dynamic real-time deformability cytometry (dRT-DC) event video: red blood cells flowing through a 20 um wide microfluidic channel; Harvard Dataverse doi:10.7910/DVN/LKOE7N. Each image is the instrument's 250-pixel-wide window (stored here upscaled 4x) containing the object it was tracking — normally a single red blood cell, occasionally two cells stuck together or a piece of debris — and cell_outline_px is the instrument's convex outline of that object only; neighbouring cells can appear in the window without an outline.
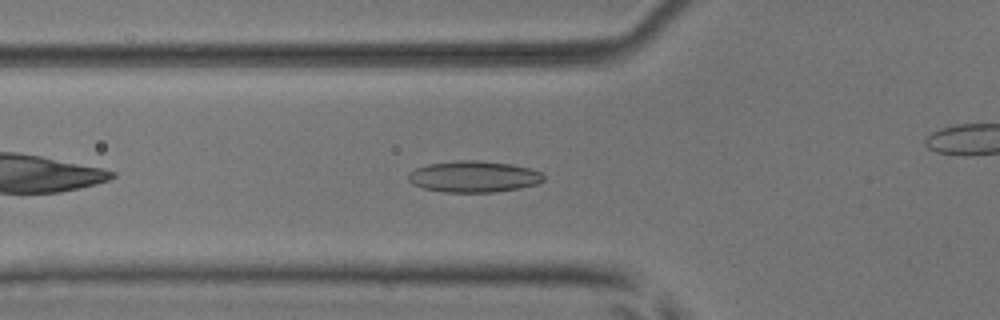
{"species": "common noctule bat (a hibernating species)", "species_latin": "Nyctalus noctula", "temperature_condition": "room temperature", "stored_images_in_passage": 32, "camera_frame_rate_fps": 3000, "um_per_image_px": 0.085, "animal": {"sex": "male", "body_mass_g": 17.9, "forearm_length_mm": 54.2}, "frame": {"image": 1, "passage_image": 6, "time_ms": 1.667, "image_size_px": [1000, 320], "cell_outline_px": [[544, 180], [536, 184], [520, 188], [492, 192], [444, 192], [424, 188], [412, 184], [408, 180], [408, 172], [416, 168], [428, 164], [460, 160], [480, 160], [512, 164], [528, 168], [540, 172], [544, 176]], "centroid_in_image_um": [40.24, 15.01], "position_along_channel_um": 85.6, "area_um2": 24.68}}
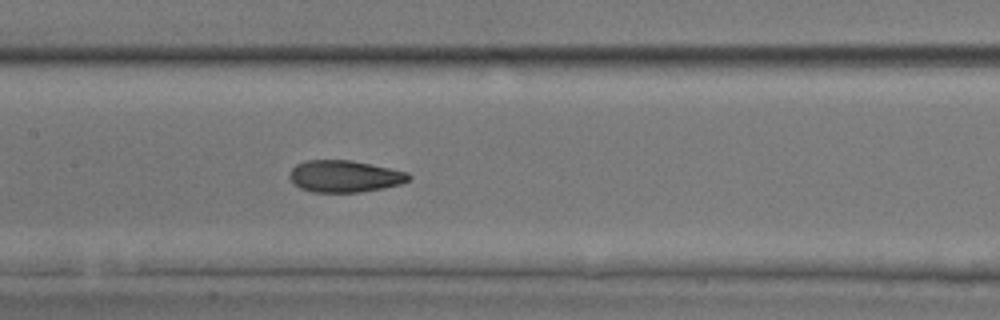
{"frame": {"image": 2, "passage_image": 13, "time_ms": 4.0, "image_size_px": [1000, 320], "cell_outline_px": [[412, 176], [408, 180], [400, 184], [384, 188], [360, 192], [312, 192], [300, 188], [288, 176], [292, 168], [296, 164], [308, 160], [352, 160], [408, 172]], "centroid_in_image_um": [29.3, 14.98], "position_along_channel_um": 178.1, "area_um2": 22.08}}
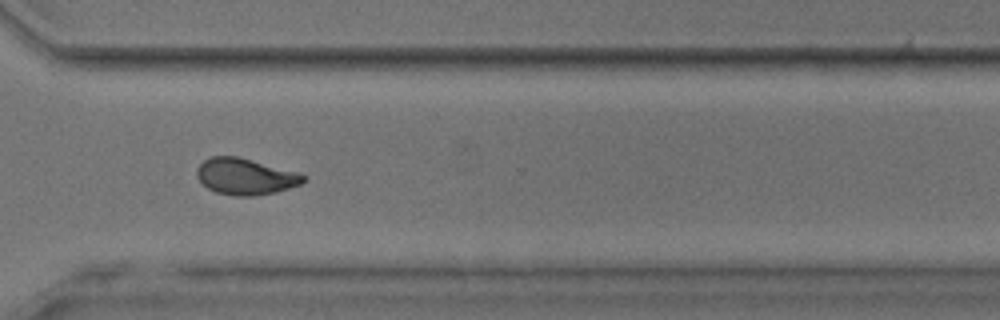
{"frame": {"image": 3, "passage_image": 26, "time_ms": 8.333, "image_size_px": [1000, 320], "cell_outline_px": [[308, 176], [300, 184], [276, 192], [252, 196], [236, 196], [216, 192], [208, 188], [196, 176], [196, 168], [204, 160], [212, 156], [236, 156], [296, 172]], "centroid_in_image_um": [20.83, 15.0], "position_along_channel_um": 349.8, "area_um2": 22.25}}